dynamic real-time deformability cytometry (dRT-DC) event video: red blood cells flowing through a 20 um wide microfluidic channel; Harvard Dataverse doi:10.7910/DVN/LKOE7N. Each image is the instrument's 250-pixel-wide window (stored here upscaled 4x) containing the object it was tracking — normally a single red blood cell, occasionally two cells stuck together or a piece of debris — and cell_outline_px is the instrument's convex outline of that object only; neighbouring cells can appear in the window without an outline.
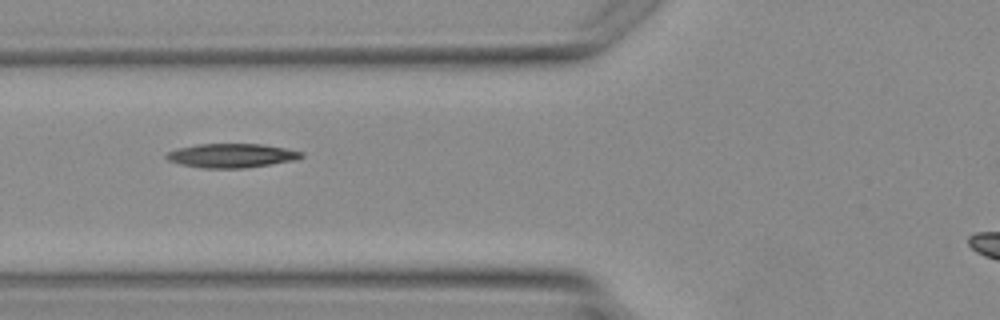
{"species": "Egyptian fruit bat (a non-hibernating species)", "species_latin": "Rousettus aegyptiacus", "temperature_condition": "warm", "stored_images_in_passage": 4, "segment_of_instrument_passage": [1, 2], "camera_frame_rate_fps": 3000, "um_per_image_px": 0.085, "animal": {"sex": "female"}, "frame": {"image": 1, "passage_image": 3, "time_ms": 2.667, "image_size_px": [1000, 320], "cell_outline_px": [[304, 156], [296, 160], [244, 168], [204, 168], [180, 164], [168, 160], [164, 156], [168, 152], [176, 148], [196, 144], [260, 144], [284, 148], [304, 152]], "centroid_in_image_um": [19.67, 13.22], "position_along_channel_um": 106.1, "area_um2": 18.9}}